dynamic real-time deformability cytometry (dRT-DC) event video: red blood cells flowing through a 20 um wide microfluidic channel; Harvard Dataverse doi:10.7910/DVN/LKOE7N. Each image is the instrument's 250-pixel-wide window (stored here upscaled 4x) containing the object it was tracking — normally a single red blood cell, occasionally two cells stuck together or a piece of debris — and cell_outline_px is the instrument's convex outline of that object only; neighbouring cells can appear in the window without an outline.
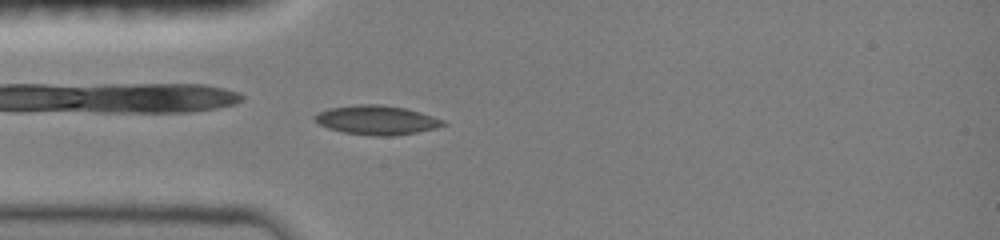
{"species": "common noctule bat (a hibernating species)", "species_latin": "Nyctalus noctula", "temperature_condition": "room temperature", "stored_images_in_passage": 42, "camera_frame_rate_fps": 3000, "um_per_image_px": 0.085, "animal": {"sex": "female", "body_mass_g": 19.0, "forearm_length_mm": 51.5}, "frame": {"image": 1, "passage_image": 9, "time_ms": 2.667, "image_size_px": [1000, 240], "cell_outline_px": [[448, 124], [436, 128], [416, 132], [392, 136], [372, 136], [344, 132], [328, 128], [320, 124], [312, 116], [328, 108], [356, 104], [380, 104], [404, 108], [420, 112], [444, 120]], "centroid_in_image_um": [32.03, 10.2], "position_along_channel_um": 53.0, "area_um2": 21.79}}
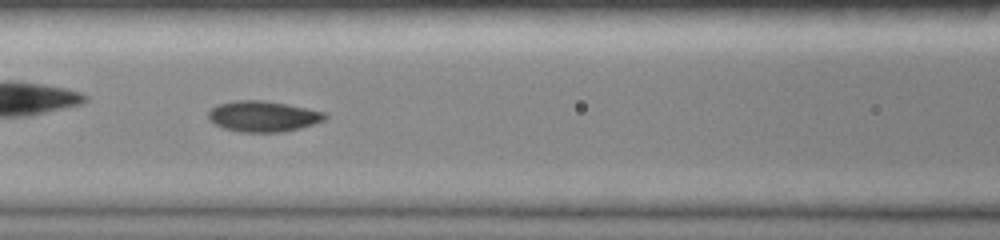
{"frame": {"image": 2, "passage_image": 16, "time_ms": 5.0, "image_size_px": [1000, 240], "cell_outline_px": [[328, 116], [324, 120], [300, 128], [284, 132], [240, 132], [224, 128], [208, 120], [208, 112], [216, 104], [232, 100], [264, 100], [328, 112]], "centroid_in_image_um": [22.35, 9.88], "position_along_channel_um": 144.2, "area_um2": 21.1}}
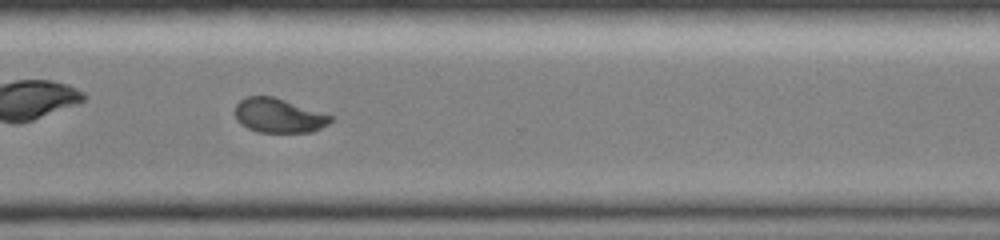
{"frame": {"image": 3, "passage_image": 31, "time_ms": 10.0, "image_size_px": [1000, 240], "cell_outline_px": [[332, 120], [328, 124], [312, 132], [256, 132], [240, 124], [236, 120], [236, 104], [240, 100], [248, 96], [272, 96], [332, 116]], "centroid_in_image_um": [23.65, 9.83], "position_along_channel_um": 346.9, "area_um2": 18.84}, "authors_computed_cell_mechanics": {"area_um2": 20.3167, "velocity_mm_per_s": 4.0514, "shape_relaxation_time_tau1_ms": 7.0489, "shape_relaxation_time_tau2_ms": 1.6723, "deformation_change_tau1": 0.205, "deformation_change_tau2": 0.0324}}